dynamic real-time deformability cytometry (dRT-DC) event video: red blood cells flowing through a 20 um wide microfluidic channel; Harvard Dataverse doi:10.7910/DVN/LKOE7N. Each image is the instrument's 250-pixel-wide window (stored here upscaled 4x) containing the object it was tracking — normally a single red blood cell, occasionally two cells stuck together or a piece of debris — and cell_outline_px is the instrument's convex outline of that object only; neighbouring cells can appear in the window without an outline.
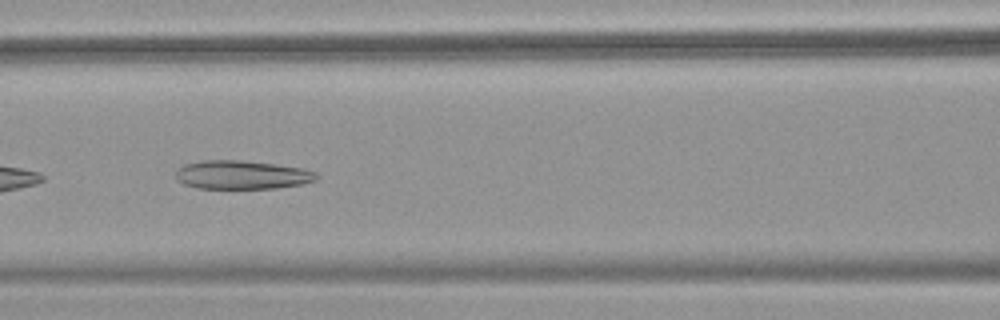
{"species": "common noctule bat (a hibernating species)", "species_latin": "Nyctalus noctula", "temperature_condition": "warm", "stored_images_in_passage": 9, "camera_frame_rate_fps": 3000, "um_per_image_px": 0.085, "animal": {"sex": "female", "body_mass_g": 18.4}, "frame": {"image": 1, "passage_image": 7, "time_ms": 2.0, "image_size_px": [1000, 320], "cell_outline_px": [[320, 176], [316, 180], [300, 184], [276, 188], [196, 188], [184, 184], [176, 180], [176, 168], [184, 164], [204, 160], [240, 160], [276, 164], [304, 168], [316, 172]], "centroid_in_image_um": [20.55, 14.85], "position_along_channel_um": 146.0, "area_um2": 23.64}}